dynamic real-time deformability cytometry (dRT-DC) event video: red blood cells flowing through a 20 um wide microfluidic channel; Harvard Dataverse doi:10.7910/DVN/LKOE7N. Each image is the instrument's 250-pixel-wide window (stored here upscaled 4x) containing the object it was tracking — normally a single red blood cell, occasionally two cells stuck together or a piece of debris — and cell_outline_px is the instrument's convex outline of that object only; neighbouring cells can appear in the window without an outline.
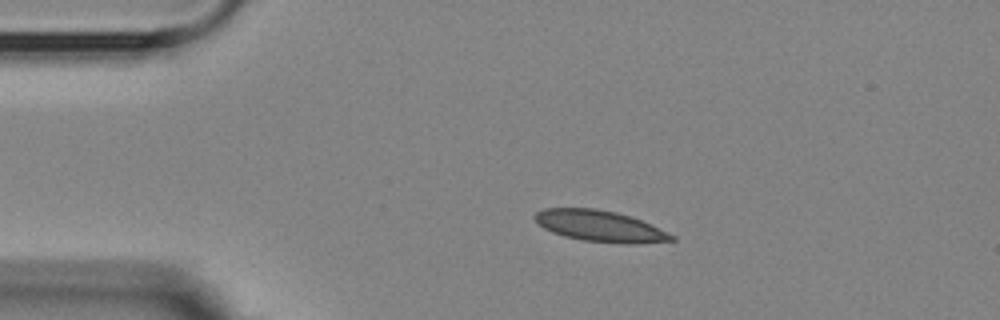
{"species": "Egyptian fruit bat (a non-hibernating species)", "species_latin": "Rousettus aegyptiacus", "temperature_condition": "room temperature", "stored_images_in_passage": 3, "camera_frame_rate_fps": 3000, "um_per_image_px": 0.085, "animal": {"sex": "female"}, "frame": {"image": 1, "passage_image": 2, "time_ms": 1.333, "image_size_px": [1000, 320], "cell_outline_px": [[676, 240], [628, 244], [624, 244], [584, 240], [564, 236], [552, 232], [544, 228], [532, 216], [536, 212], [544, 208], [596, 208], [616, 212], [640, 220], [676, 236]], "centroid_in_image_um": [50.97, 19.21], "position_along_channel_um": 34.0, "area_um2": 24.57}}